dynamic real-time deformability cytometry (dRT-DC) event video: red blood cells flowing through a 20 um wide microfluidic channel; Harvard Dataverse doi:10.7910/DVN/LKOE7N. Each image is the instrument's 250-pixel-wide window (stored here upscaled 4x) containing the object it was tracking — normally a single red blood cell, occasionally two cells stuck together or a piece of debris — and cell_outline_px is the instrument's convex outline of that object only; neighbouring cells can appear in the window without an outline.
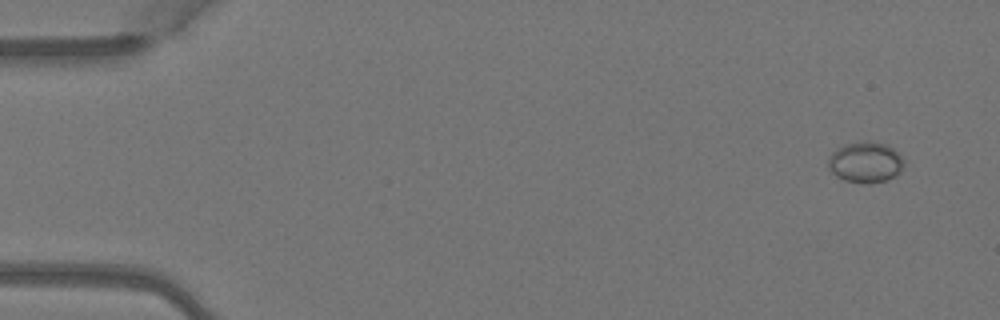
{"species": "Egyptian fruit bat (a non-hibernating species)", "species_latin": "Rousettus aegyptiacus", "temperature_condition": "warm", "stored_images_in_passage": 5, "camera_frame_rate_fps": 3000, "um_per_image_px": 0.085, "animal": {"sex": "female"}, "frame": {"image": 1, "passage_image": 1, "time_ms": 0.0, "image_size_px": [1000, 320], "cell_outline_px": [[904, 168], [896, 176], [888, 180], [868, 184], [844, 180], [836, 176], [828, 168], [828, 156], [836, 148], [844, 144], [868, 140], [872, 140], [888, 144], [900, 152], [904, 160]], "centroid_in_image_um": [73.6, 13.77], "position_along_channel_um": 11.4, "area_um2": 18.67}}
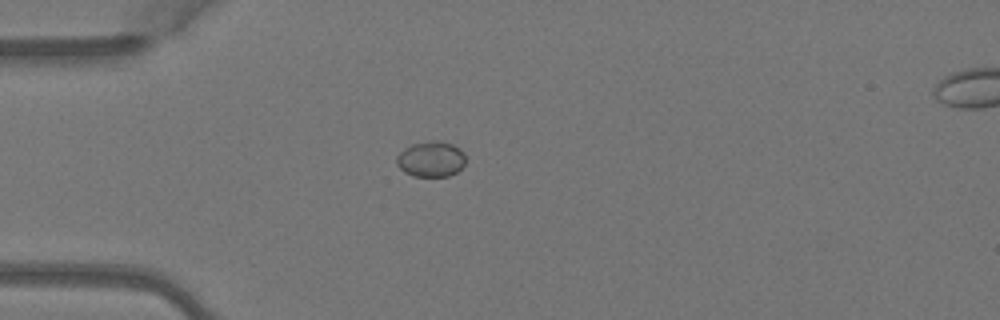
{"frame": {"image": 2, "passage_image": 4, "time_ms": 1.0, "image_size_px": [1000, 320], "cell_outline_px": [[464, 164], [456, 172], [448, 176], [412, 176], [404, 172], [396, 164], [396, 156], [404, 148], [412, 144], [428, 140], [436, 140], [452, 144], [460, 148], [464, 152]], "centroid_in_image_um": [36.61, 13.51], "position_along_channel_um": 48.4, "area_um2": 14.39}}